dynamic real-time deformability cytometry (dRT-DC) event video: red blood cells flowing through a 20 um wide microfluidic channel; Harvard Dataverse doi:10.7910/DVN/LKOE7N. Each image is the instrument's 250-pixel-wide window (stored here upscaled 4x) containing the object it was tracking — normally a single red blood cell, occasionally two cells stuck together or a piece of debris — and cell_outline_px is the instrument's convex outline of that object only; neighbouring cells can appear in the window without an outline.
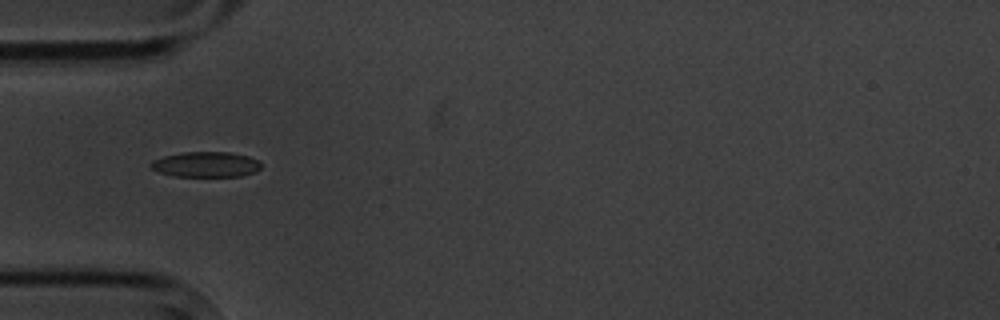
{"species": "common noctule bat (a hibernating species)", "species_latin": "Nyctalus noctula", "temperature_condition": "cold", "stored_images_in_passage": 8, "camera_frame_rate_fps": 3000, "um_per_image_px": 0.085, "animal": {"sex": "male", "body_mass_g": 20.1, "forearm_length_mm": 53.5}, "frame": {"image": 1, "passage_image": 5, "time_ms": 4.667, "image_size_px": [1000, 320], "cell_outline_px": [[260, 168], [256, 172], [240, 176], [172, 176], [160, 172], [152, 168], [148, 164], [152, 160], [164, 156], [184, 152], [228, 152], [248, 156], [260, 160]], "centroid_in_image_um": [17.5, 13.97], "position_along_channel_um": 67.5, "area_um2": 16.3}}
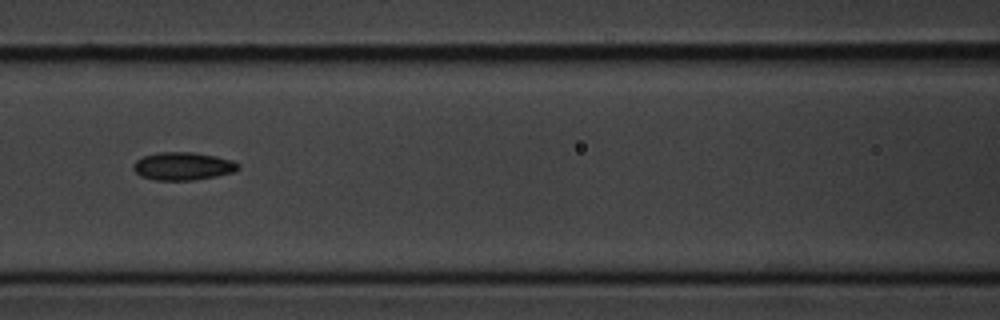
{"frame": {"image": 2, "passage_image": 7, "time_ms": 7.0, "image_size_px": [1000, 320], "cell_outline_px": [[240, 168], [232, 172], [216, 176], [192, 180], [156, 180], [140, 176], [132, 168], [132, 164], [136, 160], [144, 156], [160, 152], [192, 152], [216, 156], [232, 160], [240, 164]], "centroid_in_image_um": [15.54, 14.12], "position_along_channel_um": 151.1, "area_um2": 17.05}}
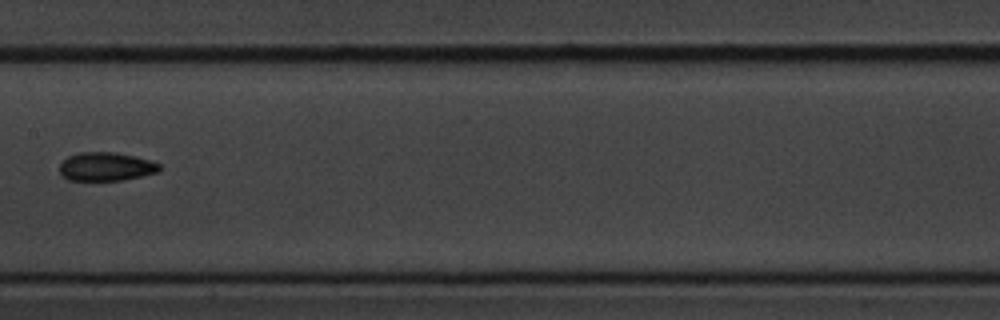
{"frame": {"image": 3, "passage_image": 8, "time_ms": 8.333, "image_size_px": [1000, 320], "cell_outline_px": [[160, 168], [156, 172], [124, 180], [68, 180], [60, 172], [60, 164], [68, 156], [76, 152], [116, 152], [148, 160], [160, 164]], "centroid_in_image_um": [8.97, 14.15], "position_along_channel_um": 198.4, "area_um2": 16.42}}